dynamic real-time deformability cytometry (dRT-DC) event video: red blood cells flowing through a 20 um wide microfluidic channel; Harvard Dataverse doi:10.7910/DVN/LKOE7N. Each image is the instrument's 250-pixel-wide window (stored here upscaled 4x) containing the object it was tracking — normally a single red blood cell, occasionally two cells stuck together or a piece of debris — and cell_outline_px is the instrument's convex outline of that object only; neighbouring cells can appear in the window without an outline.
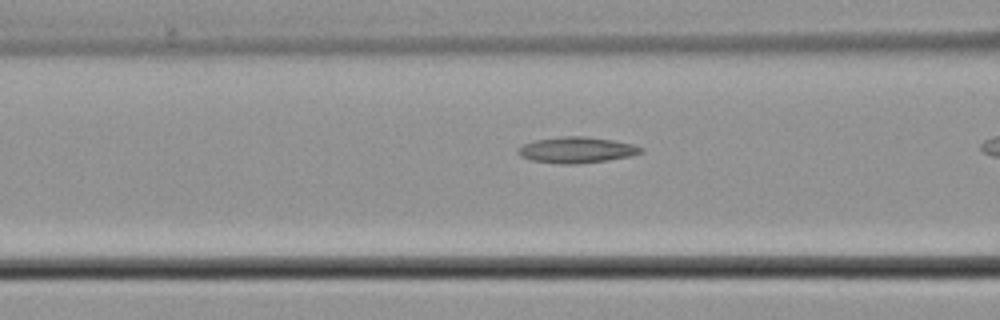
{"species": "common noctule bat (a hibernating species)", "species_latin": "Nyctalus noctula", "temperature_condition": "cold", "stored_images_in_passage": 11, "camera_frame_rate_fps": 3000, "um_per_image_px": 0.085, "animal": {"sex": "male", "body_mass_g": 21.5, "forearm_length_mm": 52.0}, "frame": {"image": 1, "passage_image": 4, "time_ms": 1.0, "image_size_px": [1000, 320], "cell_outline_px": [[644, 152], [632, 156], [608, 160], [576, 164], [560, 164], [532, 160], [520, 156], [516, 152], [516, 148], [524, 144], [536, 140], [560, 136], [584, 136], [612, 140], [632, 144], [644, 148]], "centroid_in_image_um": [49.01, 12.75], "position_along_channel_um": 117.6, "area_um2": 18.73}}
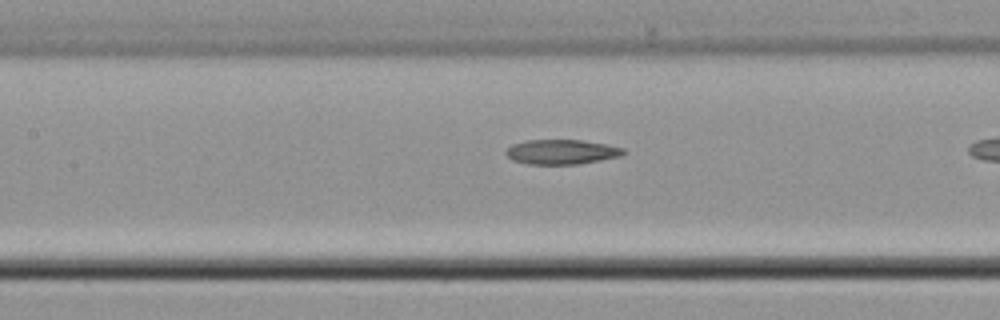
{"frame": {"image": 2, "passage_image": 7, "time_ms": 2.0, "image_size_px": [1000, 320], "cell_outline_px": [[628, 152], [620, 156], [600, 160], [576, 164], [528, 164], [512, 160], [504, 152], [512, 144], [524, 140], [584, 140], [608, 144], [624, 148]], "centroid_in_image_um": [47.75, 12.9], "position_along_channel_um": 159.6, "area_um2": 17.05}}